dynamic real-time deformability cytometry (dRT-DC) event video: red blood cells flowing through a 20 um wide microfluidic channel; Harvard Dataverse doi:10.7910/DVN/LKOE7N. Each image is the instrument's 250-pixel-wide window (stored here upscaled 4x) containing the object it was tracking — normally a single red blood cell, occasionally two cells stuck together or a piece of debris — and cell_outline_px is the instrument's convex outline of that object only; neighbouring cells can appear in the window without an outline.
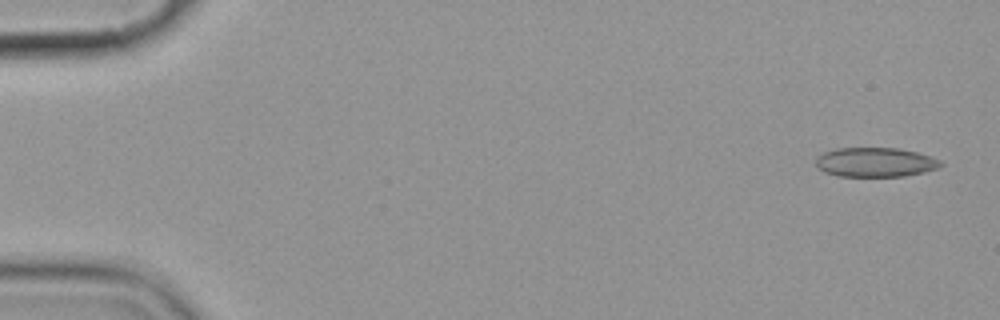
{"species": "common noctule bat (a hibernating species)", "species_latin": "Nyctalus noctula", "temperature_condition": "cold", "stored_images_in_passage": 6, "camera_frame_rate_fps": 3000, "um_per_image_px": 0.085, "animal": {"sex": "female", "body_mass_g": 19.9}, "frame": {"image": 1, "passage_image": 1, "time_ms": 0.0, "image_size_px": [1000, 320], "cell_outline_px": [[944, 164], [940, 168], [924, 172], [904, 176], [840, 176], [824, 172], [816, 164], [816, 156], [824, 152], [836, 148], [900, 148], [916, 152], [940, 160]], "centroid_in_image_um": [74.41, 13.79], "position_along_channel_um": 10.6, "area_um2": 21.39}}